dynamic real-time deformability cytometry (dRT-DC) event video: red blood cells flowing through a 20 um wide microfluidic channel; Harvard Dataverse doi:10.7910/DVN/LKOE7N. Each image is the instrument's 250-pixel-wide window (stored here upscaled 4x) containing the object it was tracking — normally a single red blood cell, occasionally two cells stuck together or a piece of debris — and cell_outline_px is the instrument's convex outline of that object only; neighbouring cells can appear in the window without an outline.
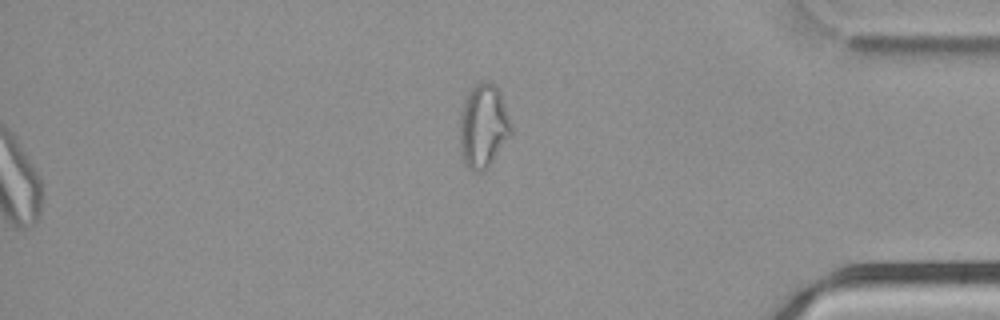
{"species": "common noctule bat (a hibernating species)", "species_latin": "Nyctalus noctula", "temperature_condition": "cold", "stored_images_in_passage": 51, "camera_frame_rate_fps": 3000, "um_per_image_px": 0.085, "animal": {"sex": "male", "body_mass_g": 21.5, "forearm_length_mm": 52.0}, "frame": {"image": 1, "passage_image": 51, "time_ms": 16.667, "image_size_px": [1000, 320], "cell_outline_px": [[512, 132], [488, 168], [484, 172], [472, 172], [468, 168], [460, 156], [460, 112], [464, 100], [468, 92], [480, 80], [488, 80], [496, 84], [500, 92], [512, 128]], "centroid_in_image_um": [41.06, 10.72], "position_along_channel_um": 394.1, "area_um2": 25.37}}